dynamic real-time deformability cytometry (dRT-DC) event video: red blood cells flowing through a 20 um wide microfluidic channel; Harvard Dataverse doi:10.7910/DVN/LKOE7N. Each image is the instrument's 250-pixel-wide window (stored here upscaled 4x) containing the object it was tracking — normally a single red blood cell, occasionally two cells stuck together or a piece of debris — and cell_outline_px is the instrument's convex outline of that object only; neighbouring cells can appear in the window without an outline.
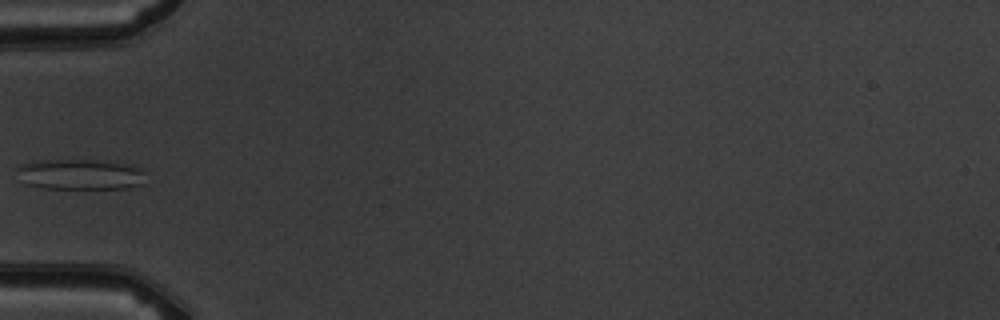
{"species": "common noctule bat (a hibernating species)", "species_latin": "Nyctalus noctula", "temperature_condition": "warm", "stored_images_in_passage": 5, "camera_frame_rate_fps": 3000, "um_per_image_px": 0.085, "animal": {"sex": "male", "body_mass_g": 19.5, "forearm_length_mm": 54.6}, "frame": {"image": 1, "passage_image": 5, "time_ms": 4.667, "image_size_px": [1000, 320], "cell_outline_px": [[148, 184], [128, 188], [44, 188], [24, 184], [20, 168], [20, 164], [44, 160], [92, 160], [132, 164], [140, 168], [144, 172]], "centroid_in_image_um": [6.96, 14.83], "position_along_channel_um": 78.0, "area_um2": 22.89}}